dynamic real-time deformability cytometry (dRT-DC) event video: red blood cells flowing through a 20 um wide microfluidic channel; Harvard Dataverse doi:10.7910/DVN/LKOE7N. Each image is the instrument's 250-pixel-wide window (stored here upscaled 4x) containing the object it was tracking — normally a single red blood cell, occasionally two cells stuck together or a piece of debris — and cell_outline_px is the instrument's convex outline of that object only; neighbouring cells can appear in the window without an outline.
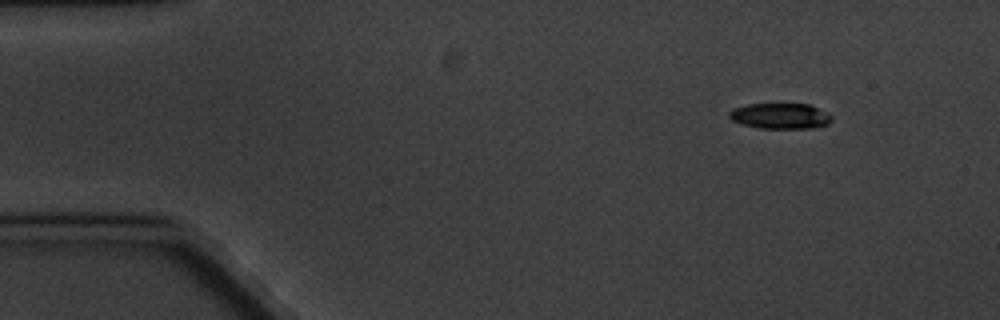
{"species": "common noctule bat (a hibernating species)", "species_latin": "Nyctalus noctula", "temperature_condition": "cold", "stored_images_in_passage": 4, "camera_frame_rate_fps": 3000, "um_per_image_px": 0.085, "animal": {"sex": "male", "body_mass_g": 20.1, "forearm_length_mm": 53.5}, "frame": {"image": 1, "passage_image": 1, "time_ms": 0.0, "image_size_px": [1000, 320], "cell_outline_px": [[832, 120], [828, 124], [812, 128], [760, 128], [740, 124], [732, 120], [728, 116], [728, 112], [732, 108], [748, 104], [808, 104], [828, 112], [832, 116]], "centroid_in_image_um": [66.31, 9.86], "position_along_channel_um": 18.7, "area_um2": 15.43}}
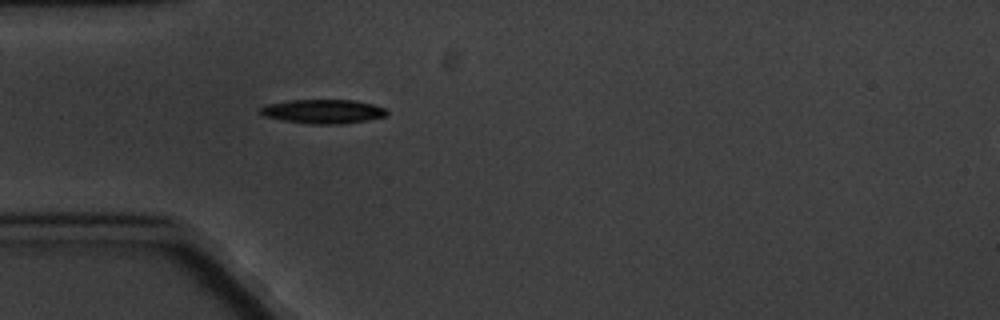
{"frame": {"image": 2, "passage_image": 4, "time_ms": 3.667, "image_size_px": [1000, 320], "cell_outline_px": [[388, 116], [340, 124], [304, 124], [264, 116], [256, 112], [256, 108], [268, 104], [288, 100], [352, 100], [372, 104], [384, 108], [388, 112]], "centroid_in_image_um": [27.38, 9.47], "position_along_channel_um": 57.6, "area_um2": 17.86}}